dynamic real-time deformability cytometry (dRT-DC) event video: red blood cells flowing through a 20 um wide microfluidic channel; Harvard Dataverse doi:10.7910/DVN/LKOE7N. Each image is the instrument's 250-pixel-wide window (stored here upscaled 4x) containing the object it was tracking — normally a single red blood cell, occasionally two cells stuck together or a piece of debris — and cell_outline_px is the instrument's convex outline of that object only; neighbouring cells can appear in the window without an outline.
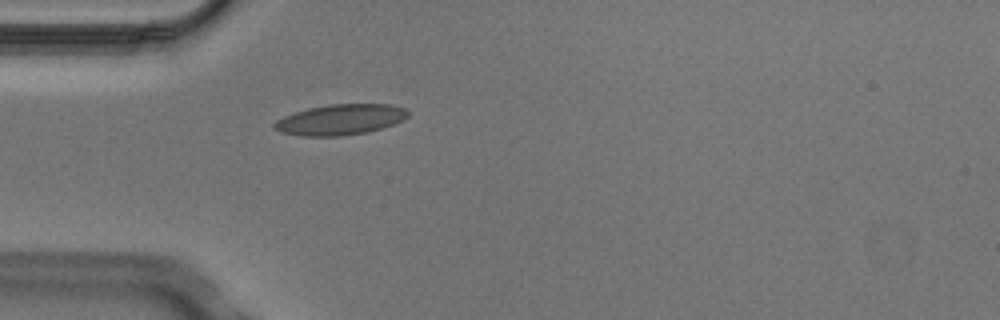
{"species": "Egyptian fruit bat (a non-hibernating species)", "species_latin": "Rousettus aegyptiacus", "temperature_condition": "cold", "stored_images_in_passage": 1, "camera_frame_rate_fps": 3000, "um_per_image_px": 0.085, "animal": {"sex": "male"}, "frame": {"image": 1, "passage_image": 1, "time_ms": 0.0, "image_size_px": [1000, 320], "cell_outline_px": [[408, 116], [404, 120], [368, 132], [340, 136], [304, 136], [280, 132], [272, 128], [272, 124], [276, 120], [284, 116], [308, 108], [328, 104], [388, 104], [404, 108], [408, 112]], "centroid_in_image_um": [28.9, 10.17], "position_along_channel_um": 56.1, "area_um2": 23.81}}